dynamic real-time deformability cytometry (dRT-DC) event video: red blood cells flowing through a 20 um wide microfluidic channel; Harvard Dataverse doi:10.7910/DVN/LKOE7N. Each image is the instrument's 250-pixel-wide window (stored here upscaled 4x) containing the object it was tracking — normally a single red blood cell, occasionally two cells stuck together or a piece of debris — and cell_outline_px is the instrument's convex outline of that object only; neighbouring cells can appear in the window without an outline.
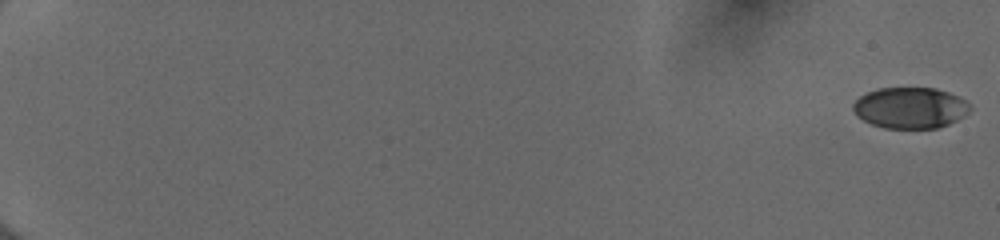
{"species": "human", "species_latin": "Homo sapiens", "temperature_condition": "cold", "stored_images_in_passage": 53, "camera_frame_rate_fps": 3000, "um_per_image_px": 0.085, "donor": {"sex": "female"}, "frame": {"image": 1, "passage_image": 1, "time_ms": 0.0, "image_size_px": [1000, 240], "cell_outline_px": [[972, 108], [964, 116], [948, 124], [936, 128], [884, 128], [872, 124], [856, 116], [852, 108], [852, 104], [860, 96], [868, 92], [880, 88], [936, 88], [960, 96]], "centroid_in_image_um": [77.36, 9.16], "position_along_channel_um": 7.6, "area_um2": 27.98}}
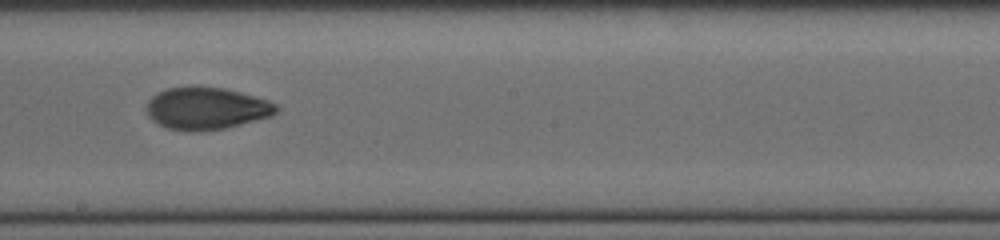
{"frame": {"image": 2, "passage_image": 35, "time_ms": 11.333, "image_size_px": [1000, 240], "cell_outline_px": [[280, 108], [272, 116], [224, 128], [168, 128], [152, 120], [148, 116], [144, 108], [148, 100], [156, 92], [168, 88], [224, 88], [240, 92], [268, 100], [276, 104]], "centroid_in_image_um": [17.55, 9.18], "position_along_channel_um": 230.6, "area_um2": 30.81}}
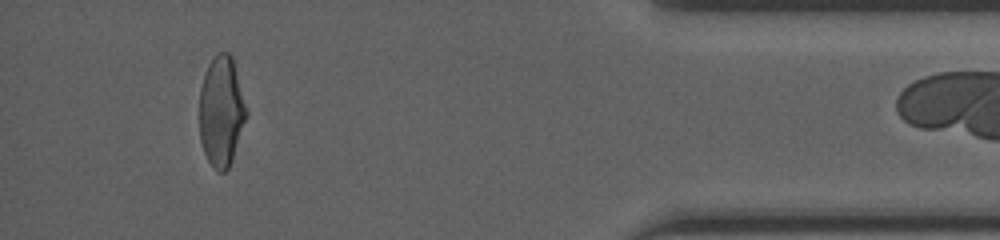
{"frame": {"image": 3, "passage_image": 52, "time_ms": 17.0, "image_size_px": [1000, 240], "cell_outline_px": [[248, 116], [232, 160], [228, 168], [224, 172], [216, 172], [212, 168], [204, 152], [200, 140], [200, 88], [208, 64], [212, 56], [220, 52], [228, 52], [232, 56], [248, 108]], "centroid_in_image_um": [18.84, 9.46], "position_along_channel_um": 416.4, "area_um2": 30.63}}